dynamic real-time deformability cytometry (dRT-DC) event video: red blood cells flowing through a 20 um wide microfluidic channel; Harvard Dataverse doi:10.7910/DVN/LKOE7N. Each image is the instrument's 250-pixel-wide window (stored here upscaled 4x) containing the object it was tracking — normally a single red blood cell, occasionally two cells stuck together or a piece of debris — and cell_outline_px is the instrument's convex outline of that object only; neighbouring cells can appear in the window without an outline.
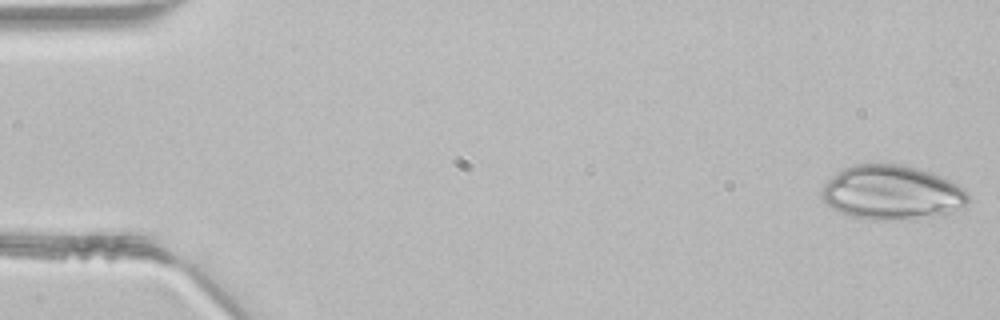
{"species": "common noctule bat (a hibernating species)", "species_latin": "Nyctalus noctula", "temperature_condition": "room temperature", "stored_images_in_passage": 45, "camera_frame_rate_fps": 3000, "um_per_image_px": 0.085, "animal": {"sex": "male", "body_mass_g": 21.5, "forearm_length_mm": 52.0}, "frame": {"image": 1, "passage_image": 1, "time_ms": 0.0, "image_size_px": [1000, 320], "cell_outline_px": [[968, 200], [964, 208], [916, 220], [872, 220], [852, 216], [840, 212], [832, 208], [820, 196], [820, 192], [824, 184], [836, 172], [852, 164], [900, 164], [932, 172], [964, 188], [968, 192]], "centroid_in_image_um": [75.8, 16.38], "position_along_channel_um": 9.2, "area_um2": 46.64}}
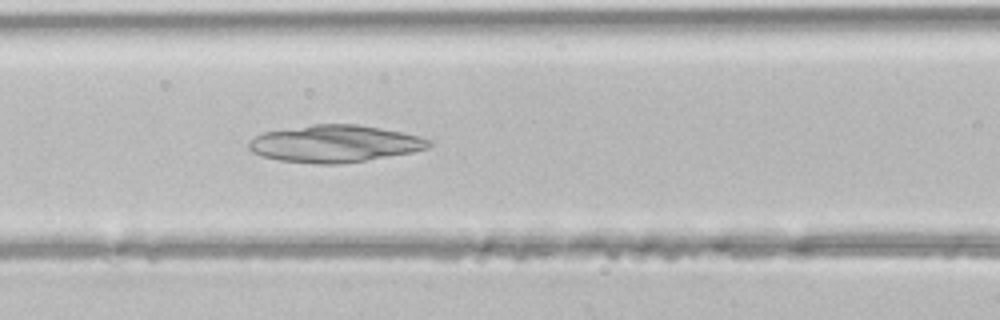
{"frame": {"image": 2, "passage_image": 19, "time_ms": 6.0, "image_size_px": [1000, 320], "cell_outline_px": [[432, 144], [428, 148], [412, 152], [340, 164], [320, 164], [280, 160], [260, 156], [252, 152], [248, 148], [248, 144], [256, 136], [264, 132], [312, 124], [356, 124], [404, 132], [420, 136], [432, 140]], "centroid_in_image_um": [28.47, 12.21], "position_along_channel_um": 138.1, "area_um2": 38.84}}
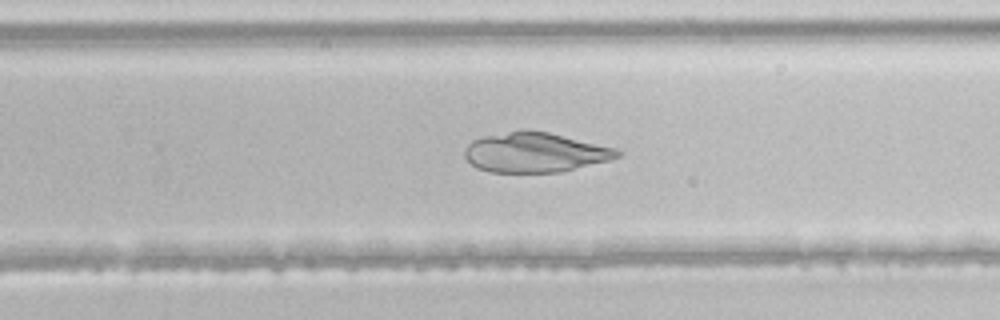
{"frame": {"image": 3, "passage_image": 29, "time_ms": 9.333, "image_size_px": [1000, 320], "cell_outline_px": [[620, 156], [608, 160], [560, 172], [488, 172], [476, 168], [464, 156], [464, 152], [468, 144], [472, 140], [484, 136], [524, 128], [528, 128], [548, 132], [616, 148], [620, 152]], "centroid_in_image_um": [45.43, 12.94], "position_along_channel_um": 284.4, "area_um2": 35.43}}